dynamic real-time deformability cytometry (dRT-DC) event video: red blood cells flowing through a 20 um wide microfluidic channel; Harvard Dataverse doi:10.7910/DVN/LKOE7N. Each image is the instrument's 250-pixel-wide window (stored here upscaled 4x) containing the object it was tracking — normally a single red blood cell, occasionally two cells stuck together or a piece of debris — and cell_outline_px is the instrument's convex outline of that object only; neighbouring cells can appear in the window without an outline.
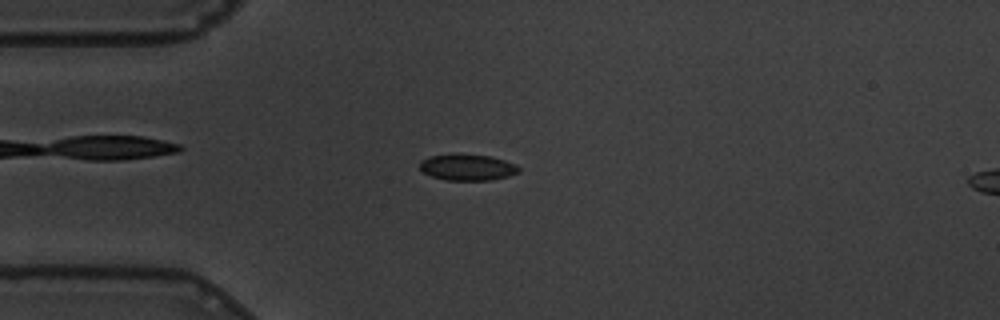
{"species": "common noctule bat (a hibernating species)", "species_latin": "Nyctalus noctula", "temperature_condition": "warm", "stored_images_in_passage": 57, "camera_frame_rate_fps": 3000, "um_per_image_px": 0.085, "animal": {"sex": "male", "body_mass_g": 19.5, "forearm_length_mm": 54.6}, "frame": {"image": 1, "passage_image": 14, "time_ms": 4.333, "image_size_px": [1000, 320], "cell_outline_px": [[520, 172], [508, 176], [492, 180], [448, 180], [432, 176], [424, 172], [420, 168], [420, 160], [432, 156], [488, 156], [504, 160], [516, 164], [520, 168]], "centroid_in_image_um": [39.78, 14.26], "position_along_channel_um": 45.2, "area_um2": 14.51}}
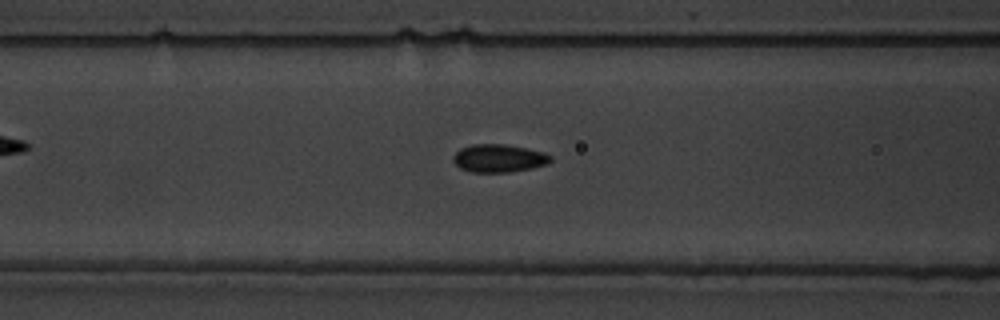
{"frame": {"image": 2, "passage_image": 22, "time_ms": 7.0, "image_size_px": [1000, 320], "cell_outline_px": [[552, 160], [548, 164], [532, 168], [508, 172], [472, 172], [460, 168], [452, 160], [452, 156], [460, 148], [472, 144], [504, 144], [544, 152], [552, 156]], "centroid_in_image_um": [42.39, 13.45], "position_along_channel_um": 124.2, "area_um2": 15.9}}
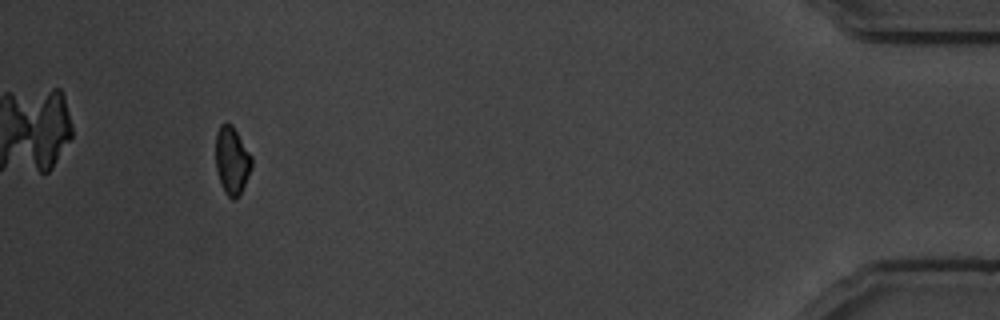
{"frame": {"image": 3, "passage_image": 53, "time_ms": 17.333, "image_size_px": [1000, 320], "cell_outline_px": [[252, 168], [240, 192], [232, 200], [224, 192], [216, 168], [216, 132], [220, 124], [232, 124], [252, 156]], "centroid_in_image_um": [19.71, 13.61], "position_along_channel_um": 415.5, "area_um2": 13.99}, "authors_computed_cell_mechanics": {"area_um2": 15.2014, "velocity_mm_per_s": 3.5003, "shape_relaxation_time_tau1_ms": 2.6728, "shape_relaxation_time_tau2_ms": 2.3196, "deformation_change_tau1": 0.0904, "deformation_change_tau2": 0.061}}